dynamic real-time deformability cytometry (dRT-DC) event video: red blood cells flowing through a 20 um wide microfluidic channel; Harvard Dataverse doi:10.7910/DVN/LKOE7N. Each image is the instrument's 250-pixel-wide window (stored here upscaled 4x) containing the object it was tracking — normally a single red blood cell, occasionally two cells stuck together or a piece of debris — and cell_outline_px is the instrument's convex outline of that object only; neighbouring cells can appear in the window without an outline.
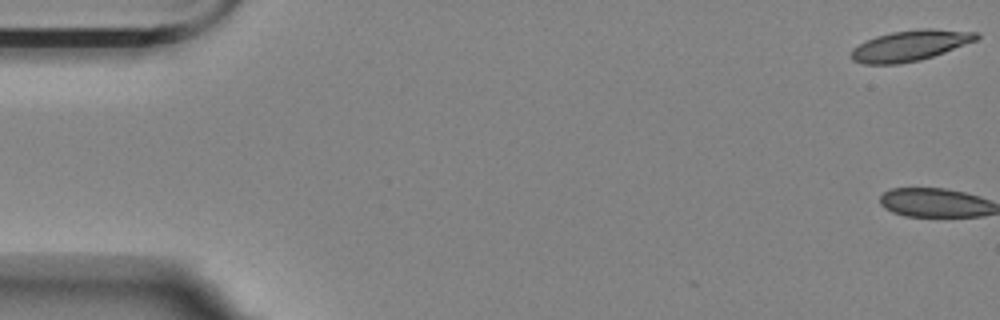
{"species": "Egyptian fruit bat (a non-hibernating species)", "species_latin": "Rousettus aegyptiacus", "temperature_condition": "room temperature", "stored_images_in_passage": 2, "camera_frame_rate_fps": 3000, "um_per_image_px": 0.085, "animal": {"sex": "female"}, "frame": {"image": 1, "passage_image": 1, "time_ms": 0.0, "image_size_px": [1000, 320], "cell_outline_px": [[980, 36], [976, 40], [944, 52], [920, 60], [900, 64], [864, 64], [852, 60], [848, 56], [852, 48], [876, 36], [892, 32], [920, 28], [932, 28], [980, 32]], "centroid_in_image_um": [77.34, 3.87], "position_along_channel_um": 7.7, "area_um2": 22.48}}